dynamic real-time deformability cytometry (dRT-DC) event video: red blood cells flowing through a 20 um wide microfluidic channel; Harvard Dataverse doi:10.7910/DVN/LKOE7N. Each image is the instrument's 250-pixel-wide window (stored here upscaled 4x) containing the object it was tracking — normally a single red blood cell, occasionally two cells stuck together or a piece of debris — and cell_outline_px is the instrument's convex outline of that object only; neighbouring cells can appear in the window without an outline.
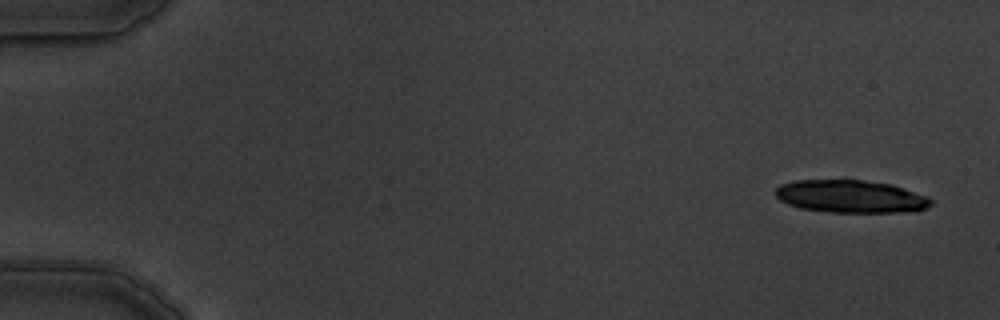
{"species": "common noctule bat (a hibernating species)", "species_latin": "Nyctalus noctula", "temperature_condition": "warm", "stored_images_in_passage": 9, "camera_frame_rate_fps": 3000, "um_per_image_px": 0.085, "animal": {"sex": "male", "body_mass_g": 19.5, "forearm_length_mm": 54.6}, "frame": {"image": 1, "passage_image": 1, "time_ms": 0.0, "image_size_px": [1000, 320], "cell_outline_px": [[932, 204], [928, 208], [916, 212], [832, 212], [800, 208], [788, 204], [780, 200], [776, 196], [776, 188], [780, 184], [792, 180], [844, 176], [892, 184], [904, 188], [924, 196], [932, 200]], "centroid_in_image_um": [72.27, 16.64], "position_along_channel_um": 12.7, "area_um2": 30.87}}
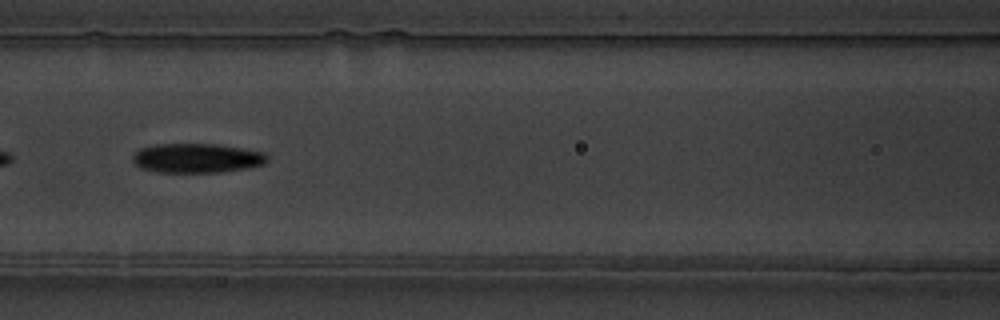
{"frame": {"image": 2, "passage_image": 7, "time_ms": 7.667, "image_size_px": [1000, 320], "cell_outline_px": [[268, 160], [264, 164], [244, 168], [220, 172], [156, 172], [140, 168], [132, 160], [132, 156], [140, 148], [156, 144], [216, 144], [244, 148], [264, 152], [268, 156]], "centroid_in_image_um": [16.72, 13.43], "position_along_channel_um": 149.9, "area_um2": 23.06}}
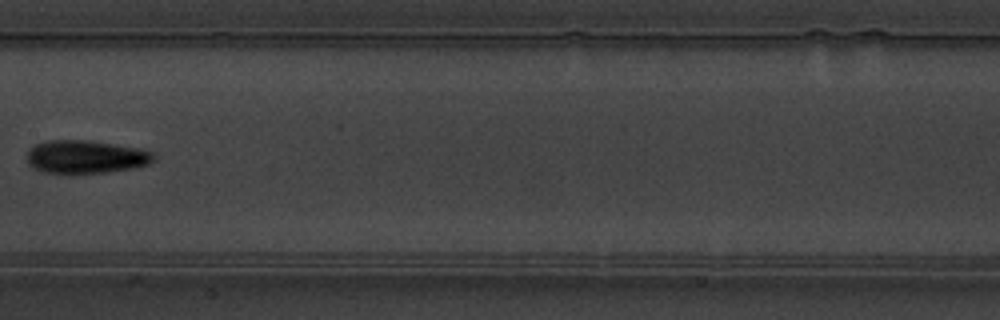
{"frame": {"image": 3, "passage_image": 8, "time_ms": 9.0, "image_size_px": [1000, 320], "cell_outline_px": [[156, 156], [148, 164], [132, 168], [108, 172], [44, 172], [28, 164], [28, 152], [36, 144], [48, 140], [88, 140], [140, 148], [152, 152]], "centroid_in_image_um": [7.32, 13.31], "position_along_channel_um": 200.1, "area_um2": 23.99}}